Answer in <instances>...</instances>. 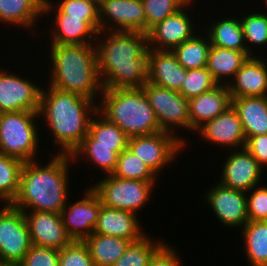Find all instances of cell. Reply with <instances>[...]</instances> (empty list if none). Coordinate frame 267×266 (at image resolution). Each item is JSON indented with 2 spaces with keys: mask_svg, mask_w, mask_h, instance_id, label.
<instances>
[{
  "mask_svg": "<svg viewBox=\"0 0 267 266\" xmlns=\"http://www.w3.org/2000/svg\"><path fill=\"white\" fill-rule=\"evenodd\" d=\"M95 48L103 88H142L148 81L146 33L99 31Z\"/></svg>",
  "mask_w": 267,
  "mask_h": 266,
  "instance_id": "cell-1",
  "label": "cell"
},
{
  "mask_svg": "<svg viewBox=\"0 0 267 266\" xmlns=\"http://www.w3.org/2000/svg\"><path fill=\"white\" fill-rule=\"evenodd\" d=\"M50 159L46 165H40L37 160L24 162L19 191L11 203L13 207L22 211L61 213L69 198V167L75 162L70 154L52 153Z\"/></svg>",
  "mask_w": 267,
  "mask_h": 266,
  "instance_id": "cell-2",
  "label": "cell"
},
{
  "mask_svg": "<svg viewBox=\"0 0 267 266\" xmlns=\"http://www.w3.org/2000/svg\"><path fill=\"white\" fill-rule=\"evenodd\" d=\"M47 87L41 90L38 116L42 120L44 117L45 125H49L53 133V146H59L56 154L71 155L88 134L98 103L88 97Z\"/></svg>",
  "mask_w": 267,
  "mask_h": 266,
  "instance_id": "cell-3",
  "label": "cell"
},
{
  "mask_svg": "<svg viewBox=\"0 0 267 266\" xmlns=\"http://www.w3.org/2000/svg\"><path fill=\"white\" fill-rule=\"evenodd\" d=\"M48 47L51 61L48 62L52 66L48 85L99 102L103 86L95 44H50Z\"/></svg>",
  "mask_w": 267,
  "mask_h": 266,
  "instance_id": "cell-4",
  "label": "cell"
},
{
  "mask_svg": "<svg viewBox=\"0 0 267 266\" xmlns=\"http://www.w3.org/2000/svg\"><path fill=\"white\" fill-rule=\"evenodd\" d=\"M100 98L98 111L129 138L162 131L142 88H103Z\"/></svg>",
  "mask_w": 267,
  "mask_h": 266,
  "instance_id": "cell-5",
  "label": "cell"
},
{
  "mask_svg": "<svg viewBox=\"0 0 267 266\" xmlns=\"http://www.w3.org/2000/svg\"><path fill=\"white\" fill-rule=\"evenodd\" d=\"M38 118V111L2 113L0 152L23 162L35 161L39 148Z\"/></svg>",
  "mask_w": 267,
  "mask_h": 266,
  "instance_id": "cell-6",
  "label": "cell"
},
{
  "mask_svg": "<svg viewBox=\"0 0 267 266\" xmlns=\"http://www.w3.org/2000/svg\"><path fill=\"white\" fill-rule=\"evenodd\" d=\"M96 183L90 187L104 206L134 214L147 204L156 186L155 182L122 179L111 174Z\"/></svg>",
  "mask_w": 267,
  "mask_h": 266,
  "instance_id": "cell-7",
  "label": "cell"
},
{
  "mask_svg": "<svg viewBox=\"0 0 267 266\" xmlns=\"http://www.w3.org/2000/svg\"><path fill=\"white\" fill-rule=\"evenodd\" d=\"M142 89L154 110L161 130L176 135L186 145L188 142L181 136L179 137L176 128L190 130L188 99L178 91L163 88L148 81L142 86Z\"/></svg>",
  "mask_w": 267,
  "mask_h": 266,
  "instance_id": "cell-8",
  "label": "cell"
},
{
  "mask_svg": "<svg viewBox=\"0 0 267 266\" xmlns=\"http://www.w3.org/2000/svg\"><path fill=\"white\" fill-rule=\"evenodd\" d=\"M1 206L0 259L7 266H17L33 244L23 211L11 204Z\"/></svg>",
  "mask_w": 267,
  "mask_h": 266,
  "instance_id": "cell-9",
  "label": "cell"
},
{
  "mask_svg": "<svg viewBox=\"0 0 267 266\" xmlns=\"http://www.w3.org/2000/svg\"><path fill=\"white\" fill-rule=\"evenodd\" d=\"M185 146L176 135L160 131L150 135L130 137L127 147L158 176L159 172L164 171L165 166L175 162Z\"/></svg>",
  "mask_w": 267,
  "mask_h": 266,
  "instance_id": "cell-10",
  "label": "cell"
},
{
  "mask_svg": "<svg viewBox=\"0 0 267 266\" xmlns=\"http://www.w3.org/2000/svg\"><path fill=\"white\" fill-rule=\"evenodd\" d=\"M17 74L0 70L1 112L38 111L42 87Z\"/></svg>",
  "mask_w": 267,
  "mask_h": 266,
  "instance_id": "cell-11",
  "label": "cell"
},
{
  "mask_svg": "<svg viewBox=\"0 0 267 266\" xmlns=\"http://www.w3.org/2000/svg\"><path fill=\"white\" fill-rule=\"evenodd\" d=\"M99 23L100 31L145 33V13L142 0H101L99 2Z\"/></svg>",
  "mask_w": 267,
  "mask_h": 266,
  "instance_id": "cell-12",
  "label": "cell"
},
{
  "mask_svg": "<svg viewBox=\"0 0 267 266\" xmlns=\"http://www.w3.org/2000/svg\"><path fill=\"white\" fill-rule=\"evenodd\" d=\"M84 194V198L75 203L70 204L67 200L60 213L64 228L74 241H83L93 234L102 206L100 198L90 186Z\"/></svg>",
  "mask_w": 267,
  "mask_h": 266,
  "instance_id": "cell-13",
  "label": "cell"
},
{
  "mask_svg": "<svg viewBox=\"0 0 267 266\" xmlns=\"http://www.w3.org/2000/svg\"><path fill=\"white\" fill-rule=\"evenodd\" d=\"M205 193V200L220 224L228 228H242L248 221L246 192L216 182ZM237 227V228H236Z\"/></svg>",
  "mask_w": 267,
  "mask_h": 266,
  "instance_id": "cell-14",
  "label": "cell"
},
{
  "mask_svg": "<svg viewBox=\"0 0 267 266\" xmlns=\"http://www.w3.org/2000/svg\"><path fill=\"white\" fill-rule=\"evenodd\" d=\"M264 169L245 148L230 150L218 182L232 189L248 192L261 185Z\"/></svg>",
  "mask_w": 267,
  "mask_h": 266,
  "instance_id": "cell-15",
  "label": "cell"
},
{
  "mask_svg": "<svg viewBox=\"0 0 267 266\" xmlns=\"http://www.w3.org/2000/svg\"><path fill=\"white\" fill-rule=\"evenodd\" d=\"M185 10L189 11L187 6L157 23L148 31L149 48L172 51L181 43L193 38L196 33L198 34L193 25L194 21Z\"/></svg>",
  "mask_w": 267,
  "mask_h": 266,
  "instance_id": "cell-16",
  "label": "cell"
},
{
  "mask_svg": "<svg viewBox=\"0 0 267 266\" xmlns=\"http://www.w3.org/2000/svg\"><path fill=\"white\" fill-rule=\"evenodd\" d=\"M51 1L44 0L43 12L46 16L54 12L53 21L56 24H53L55 26L50 31L52 34L50 44H94L98 32L83 17H68V14H64Z\"/></svg>",
  "mask_w": 267,
  "mask_h": 266,
  "instance_id": "cell-17",
  "label": "cell"
},
{
  "mask_svg": "<svg viewBox=\"0 0 267 266\" xmlns=\"http://www.w3.org/2000/svg\"><path fill=\"white\" fill-rule=\"evenodd\" d=\"M33 245L62 249L73 240L64 228L61 214L23 211Z\"/></svg>",
  "mask_w": 267,
  "mask_h": 266,
  "instance_id": "cell-18",
  "label": "cell"
},
{
  "mask_svg": "<svg viewBox=\"0 0 267 266\" xmlns=\"http://www.w3.org/2000/svg\"><path fill=\"white\" fill-rule=\"evenodd\" d=\"M196 133L208 143L225 146V149H243L246 137L238 113L231 106L225 112L209 120ZM233 148V149H232Z\"/></svg>",
  "mask_w": 267,
  "mask_h": 266,
  "instance_id": "cell-19",
  "label": "cell"
},
{
  "mask_svg": "<svg viewBox=\"0 0 267 266\" xmlns=\"http://www.w3.org/2000/svg\"><path fill=\"white\" fill-rule=\"evenodd\" d=\"M233 79L227 84L231 99L267 96V58L248 57Z\"/></svg>",
  "mask_w": 267,
  "mask_h": 266,
  "instance_id": "cell-20",
  "label": "cell"
},
{
  "mask_svg": "<svg viewBox=\"0 0 267 266\" xmlns=\"http://www.w3.org/2000/svg\"><path fill=\"white\" fill-rule=\"evenodd\" d=\"M190 131L196 132L209 120L217 117L232 106L227 85L217 84L209 91L188 99Z\"/></svg>",
  "mask_w": 267,
  "mask_h": 266,
  "instance_id": "cell-21",
  "label": "cell"
},
{
  "mask_svg": "<svg viewBox=\"0 0 267 266\" xmlns=\"http://www.w3.org/2000/svg\"><path fill=\"white\" fill-rule=\"evenodd\" d=\"M148 82L179 91L187 75L185 69L169 50L148 49Z\"/></svg>",
  "mask_w": 267,
  "mask_h": 266,
  "instance_id": "cell-22",
  "label": "cell"
},
{
  "mask_svg": "<svg viewBox=\"0 0 267 266\" xmlns=\"http://www.w3.org/2000/svg\"><path fill=\"white\" fill-rule=\"evenodd\" d=\"M140 222L137 214L109 208L102 204L93 233L120 237L134 242L147 234V232L144 233Z\"/></svg>",
  "mask_w": 267,
  "mask_h": 266,
  "instance_id": "cell-23",
  "label": "cell"
},
{
  "mask_svg": "<svg viewBox=\"0 0 267 266\" xmlns=\"http://www.w3.org/2000/svg\"><path fill=\"white\" fill-rule=\"evenodd\" d=\"M245 137L267 134V96L232 98Z\"/></svg>",
  "mask_w": 267,
  "mask_h": 266,
  "instance_id": "cell-24",
  "label": "cell"
},
{
  "mask_svg": "<svg viewBox=\"0 0 267 266\" xmlns=\"http://www.w3.org/2000/svg\"><path fill=\"white\" fill-rule=\"evenodd\" d=\"M44 0H0V23L31 29L44 15Z\"/></svg>",
  "mask_w": 267,
  "mask_h": 266,
  "instance_id": "cell-25",
  "label": "cell"
},
{
  "mask_svg": "<svg viewBox=\"0 0 267 266\" xmlns=\"http://www.w3.org/2000/svg\"><path fill=\"white\" fill-rule=\"evenodd\" d=\"M248 57L243 51L211 45L207 60V70L217 84L227 85Z\"/></svg>",
  "mask_w": 267,
  "mask_h": 266,
  "instance_id": "cell-26",
  "label": "cell"
},
{
  "mask_svg": "<svg viewBox=\"0 0 267 266\" xmlns=\"http://www.w3.org/2000/svg\"><path fill=\"white\" fill-rule=\"evenodd\" d=\"M127 146H105L95 145V140L87 134L81 144L71 153L72 160L78 163V159H87V163L98 166L97 170L105 175L112 174L115 170L118 155L126 149ZM89 160V161H88Z\"/></svg>",
  "mask_w": 267,
  "mask_h": 266,
  "instance_id": "cell-27",
  "label": "cell"
},
{
  "mask_svg": "<svg viewBox=\"0 0 267 266\" xmlns=\"http://www.w3.org/2000/svg\"><path fill=\"white\" fill-rule=\"evenodd\" d=\"M83 241L88 247L95 266H112L125 254L126 249L132 242L124 238L96 233Z\"/></svg>",
  "mask_w": 267,
  "mask_h": 266,
  "instance_id": "cell-28",
  "label": "cell"
},
{
  "mask_svg": "<svg viewBox=\"0 0 267 266\" xmlns=\"http://www.w3.org/2000/svg\"><path fill=\"white\" fill-rule=\"evenodd\" d=\"M236 18L232 16L230 19L220 18V21L213 22L209 27L207 25L205 33H207L212 46L243 51L250 57L240 22L241 17Z\"/></svg>",
  "mask_w": 267,
  "mask_h": 266,
  "instance_id": "cell-29",
  "label": "cell"
},
{
  "mask_svg": "<svg viewBox=\"0 0 267 266\" xmlns=\"http://www.w3.org/2000/svg\"><path fill=\"white\" fill-rule=\"evenodd\" d=\"M250 266H267V221H248L240 231Z\"/></svg>",
  "mask_w": 267,
  "mask_h": 266,
  "instance_id": "cell-30",
  "label": "cell"
},
{
  "mask_svg": "<svg viewBox=\"0 0 267 266\" xmlns=\"http://www.w3.org/2000/svg\"><path fill=\"white\" fill-rule=\"evenodd\" d=\"M198 34L172 50L177 61L187 70L207 67L210 39L208 35Z\"/></svg>",
  "mask_w": 267,
  "mask_h": 266,
  "instance_id": "cell-31",
  "label": "cell"
},
{
  "mask_svg": "<svg viewBox=\"0 0 267 266\" xmlns=\"http://www.w3.org/2000/svg\"><path fill=\"white\" fill-rule=\"evenodd\" d=\"M24 162L0 152V202L11 204L19 191L20 174Z\"/></svg>",
  "mask_w": 267,
  "mask_h": 266,
  "instance_id": "cell-32",
  "label": "cell"
},
{
  "mask_svg": "<svg viewBox=\"0 0 267 266\" xmlns=\"http://www.w3.org/2000/svg\"><path fill=\"white\" fill-rule=\"evenodd\" d=\"M88 134L95 140V145L128 146L129 137L118 125L111 123L99 111L90 121Z\"/></svg>",
  "mask_w": 267,
  "mask_h": 266,
  "instance_id": "cell-33",
  "label": "cell"
},
{
  "mask_svg": "<svg viewBox=\"0 0 267 266\" xmlns=\"http://www.w3.org/2000/svg\"><path fill=\"white\" fill-rule=\"evenodd\" d=\"M111 175L128 180L157 182L158 176L127 147L119 155Z\"/></svg>",
  "mask_w": 267,
  "mask_h": 266,
  "instance_id": "cell-34",
  "label": "cell"
},
{
  "mask_svg": "<svg viewBox=\"0 0 267 266\" xmlns=\"http://www.w3.org/2000/svg\"><path fill=\"white\" fill-rule=\"evenodd\" d=\"M161 240H152L146 234L138 241L131 242L125 251L112 266H148L153 253L164 243Z\"/></svg>",
  "mask_w": 267,
  "mask_h": 266,
  "instance_id": "cell-35",
  "label": "cell"
},
{
  "mask_svg": "<svg viewBox=\"0 0 267 266\" xmlns=\"http://www.w3.org/2000/svg\"><path fill=\"white\" fill-rule=\"evenodd\" d=\"M244 16V17H243ZM240 19L247 52L253 56L255 52H252V46L267 45V12L266 14L259 12H249L243 15Z\"/></svg>",
  "mask_w": 267,
  "mask_h": 266,
  "instance_id": "cell-36",
  "label": "cell"
},
{
  "mask_svg": "<svg viewBox=\"0 0 267 266\" xmlns=\"http://www.w3.org/2000/svg\"><path fill=\"white\" fill-rule=\"evenodd\" d=\"M56 6L68 17H83L97 32L100 31L97 0H60Z\"/></svg>",
  "mask_w": 267,
  "mask_h": 266,
  "instance_id": "cell-37",
  "label": "cell"
},
{
  "mask_svg": "<svg viewBox=\"0 0 267 266\" xmlns=\"http://www.w3.org/2000/svg\"><path fill=\"white\" fill-rule=\"evenodd\" d=\"M216 85L207 67L191 69L187 70V75L178 92L186 99H190L211 90Z\"/></svg>",
  "mask_w": 267,
  "mask_h": 266,
  "instance_id": "cell-38",
  "label": "cell"
},
{
  "mask_svg": "<svg viewBox=\"0 0 267 266\" xmlns=\"http://www.w3.org/2000/svg\"><path fill=\"white\" fill-rule=\"evenodd\" d=\"M145 13V33L162 22L168 16L175 14L182 7L175 0H142Z\"/></svg>",
  "mask_w": 267,
  "mask_h": 266,
  "instance_id": "cell-39",
  "label": "cell"
},
{
  "mask_svg": "<svg viewBox=\"0 0 267 266\" xmlns=\"http://www.w3.org/2000/svg\"><path fill=\"white\" fill-rule=\"evenodd\" d=\"M59 266H95L84 241H72L59 250Z\"/></svg>",
  "mask_w": 267,
  "mask_h": 266,
  "instance_id": "cell-40",
  "label": "cell"
},
{
  "mask_svg": "<svg viewBox=\"0 0 267 266\" xmlns=\"http://www.w3.org/2000/svg\"><path fill=\"white\" fill-rule=\"evenodd\" d=\"M249 221H267V186H256L246 192Z\"/></svg>",
  "mask_w": 267,
  "mask_h": 266,
  "instance_id": "cell-41",
  "label": "cell"
},
{
  "mask_svg": "<svg viewBox=\"0 0 267 266\" xmlns=\"http://www.w3.org/2000/svg\"><path fill=\"white\" fill-rule=\"evenodd\" d=\"M17 266H59V249L32 245Z\"/></svg>",
  "mask_w": 267,
  "mask_h": 266,
  "instance_id": "cell-42",
  "label": "cell"
},
{
  "mask_svg": "<svg viewBox=\"0 0 267 266\" xmlns=\"http://www.w3.org/2000/svg\"><path fill=\"white\" fill-rule=\"evenodd\" d=\"M178 253L175 247L163 243L151 256L148 266H183Z\"/></svg>",
  "mask_w": 267,
  "mask_h": 266,
  "instance_id": "cell-43",
  "label": "cell"
},
{
  "mask_svg": "<svg viewBox=\"0 0 267 266\" xmlns=\"http://www.w3.org/2000/svg\"><path fill=\"white\" fill-rule=\"evenodd\" d=\"M244 148L262 167H267V134L246 138Z\"/></svg>",
  "mask_w": 267,
  "mask_h": 266,
  "instance_id": "cell-44",
  "label": "cell"
},
{
  "mask_svg": "<svg viewBox=\"0 0 267 266\" xmlns=\"http://www.w3.org/2000/svg\"><path fill=\"white\" fill-rule=\"evenodd\" d=\"M181 7L192 6L194 0H175Z\"/></svg>",
  "mask_w": 267,
  "mask_h": 266,
  "instance_id": "cell-45",
  "label": "cell"
},
{
  "mask_svg": "<svg viewBox=\"0 0 267 266\" xmlns=\"http://www.w3.org/2000/svg\"><path fill=\"white\" fill-rule=\"evenodd\" d=\"M0 266H7V265L0 259Z\"/></svg>",
  "mask_w": 267,
  "mask_h": 266,
  "instance_id": "cell-46",
  "label": "cell"
},
{
  "mask_svg": "<svg viewBox=\"0 0 267 266\" xmlns=\"http://www.w3.org/2000/svg\"><path fill=\"white\" fill-rule=\"evenodd\" d=\"M265 2V6H267V0H263ZM267 8V7H266ZM267 11V10H266Z\"/></svg>",
  "mask_w": 267,
  "mask_h": 266,
  "instance_id": "cell-47",
  "label": "cell"
}]
</instances>
